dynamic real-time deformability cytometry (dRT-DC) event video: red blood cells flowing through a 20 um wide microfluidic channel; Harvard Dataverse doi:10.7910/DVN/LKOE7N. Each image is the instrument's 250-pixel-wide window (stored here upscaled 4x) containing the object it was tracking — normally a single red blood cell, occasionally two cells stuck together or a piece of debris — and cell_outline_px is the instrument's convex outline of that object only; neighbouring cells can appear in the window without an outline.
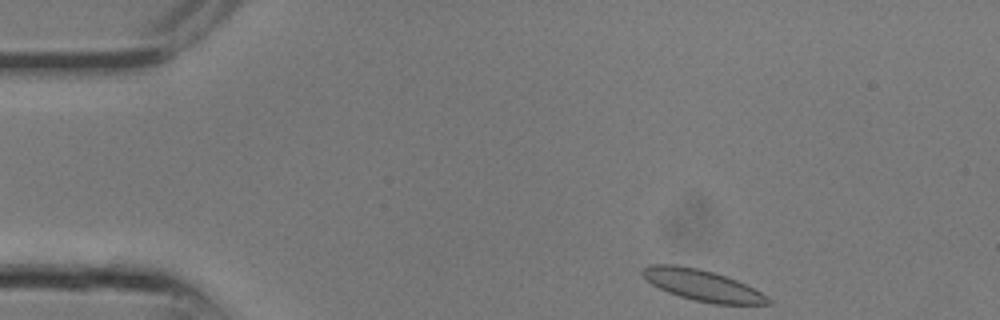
{"species": "common noctule bat (a hibernating species)", "species_latin": "Nyctalus noctula", "temperature_condition": "room temperature", "stored_images_in_passage": 10, "camera_frame_rate_fps": 3000, "um_per_image_px": 0.085, "animal": {"sex": "male", "body_mass_g": 13.3}, "frame": {"image": 1, "passage_image": 1, "time_ms": 0.0, "image_size_px": [1000, 320], "cell_outline_px": [[772, 304], [716, 304], [692, 300], [668, 292], [652, 284], [640, 272], [644, 268], [652, 264], [676, 264], [700, 268], [736, 280], [768, 296], [772, 300]], "centroid_in_image_um": [59.7, 24.25], "position_along_channel_um": 25.3, "area_um2": 22.54}}
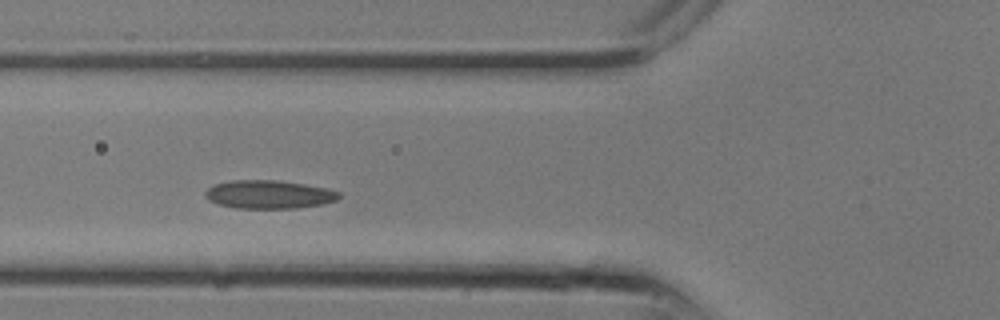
{"frame": {"image": 2, "passage_image": 7, "time_ms": 2.0, "image_size_px": [1000, 320], "cell_outline_px": [[340, 196], [336, 200], [320, 204], [296, 208], [236, 208], [220, 204], [208, 200], [204, 196], [204, 192], [212, 184], [232, 180], [276, 180], [304, 184], [328, 188], [340, 192]], "centroid_in_image_um": [22.82, 16.52], "position_along_channel_um": 103.0, "area_um2": 22.08}}
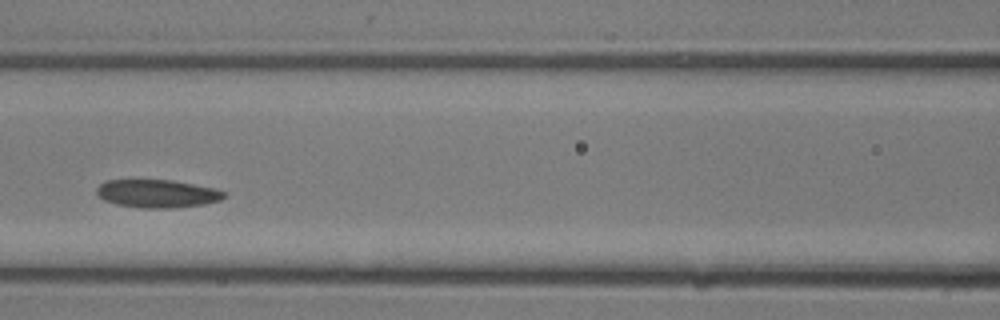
{"frame": {"image": 3, "passage_image": 9, "time_ms": 2.667, "image_size_px": [1000, 320], "cell_outline_px": [[228, 196], [220, 200], [204, 204], [172, 208], [140, 208], [116, 204], [104, 200], [96, 192], [96, 188], [100, 184], [108, 180], [172, 180], [216, 188], [228, 192]], "centroid_in_image_um": [13.42, 16.46], "position_along_channel_um": 153.2, "area_um2": 20.98}}